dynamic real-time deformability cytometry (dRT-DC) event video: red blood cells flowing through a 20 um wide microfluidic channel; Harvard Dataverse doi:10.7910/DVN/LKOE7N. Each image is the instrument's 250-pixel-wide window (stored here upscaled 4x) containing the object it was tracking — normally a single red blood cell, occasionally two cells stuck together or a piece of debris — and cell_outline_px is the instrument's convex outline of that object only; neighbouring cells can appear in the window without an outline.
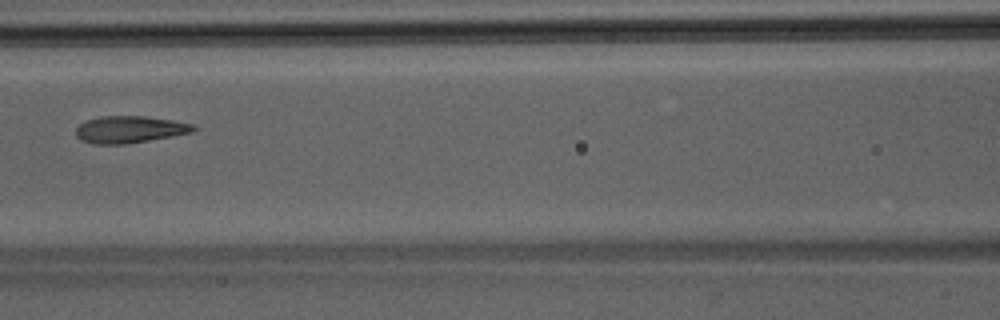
{"species": "Egyptian fruit bat (a non-hibernating species)", "species_latin": "Rousettus aegyptiacus", "temperature_condition": "room temperature", "stored_images_in_passage": 5, "camera_frame_rate_fps": 3000, "um_per_image_px": 0.085, "animal": {"sex": "male"}, "frame": {"image": 1, "passage_image": 5, "time_ms": 1.333, "image_size_px": [1000, 320], "cell_outline_px": [[200, 128], [196, 132], [128, 144], [92, 144], [80, 140], [76, 136], [76, 128], [80, 124], [88, 120], [100, 116], [144, 116], [172, 120], [192, 124]], "centroid_in_image_um": [11.06, 11.01], "position_along_channel_um": 155.5, "area_um2": 18.73}}